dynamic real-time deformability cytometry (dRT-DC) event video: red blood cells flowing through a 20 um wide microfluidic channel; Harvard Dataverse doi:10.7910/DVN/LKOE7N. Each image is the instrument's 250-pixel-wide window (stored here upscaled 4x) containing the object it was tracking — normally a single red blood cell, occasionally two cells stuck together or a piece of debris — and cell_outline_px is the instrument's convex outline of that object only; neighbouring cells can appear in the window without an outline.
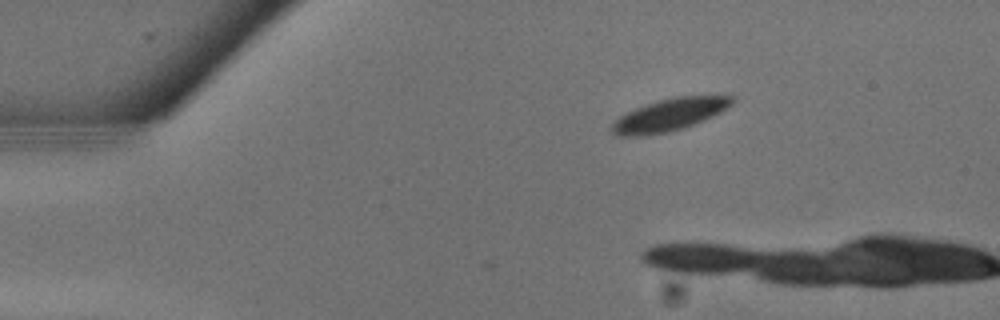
{"species": "common noctule bat (a hibernating species)", "species_latin": "Nyctalus noctula", "temperature_condition": "warm", "stored_images_in_passage": 3, "camera_frame_rate_fps": 3000, "um_per_image_px": 0.085, "animal": {"sex": "male", "body_mass_g": 13.3}, "frame": {"image": 1, "passage_image": 1, "time_ms": 0.0, "image_size_px": [1000, 320], "cell_outline_px": [[736, 96], [732, 104], [720, 112], [704, 120], [668, 132], [636, 136], [616, 136], [608, 128], [620, 116], [644, 104], [672, 96], [724, 92], [728, 92]], "centroid_in_image_um": [57.02, 9.68], "position_along_channel_um": 28.0, "area_um2": 23.41}}